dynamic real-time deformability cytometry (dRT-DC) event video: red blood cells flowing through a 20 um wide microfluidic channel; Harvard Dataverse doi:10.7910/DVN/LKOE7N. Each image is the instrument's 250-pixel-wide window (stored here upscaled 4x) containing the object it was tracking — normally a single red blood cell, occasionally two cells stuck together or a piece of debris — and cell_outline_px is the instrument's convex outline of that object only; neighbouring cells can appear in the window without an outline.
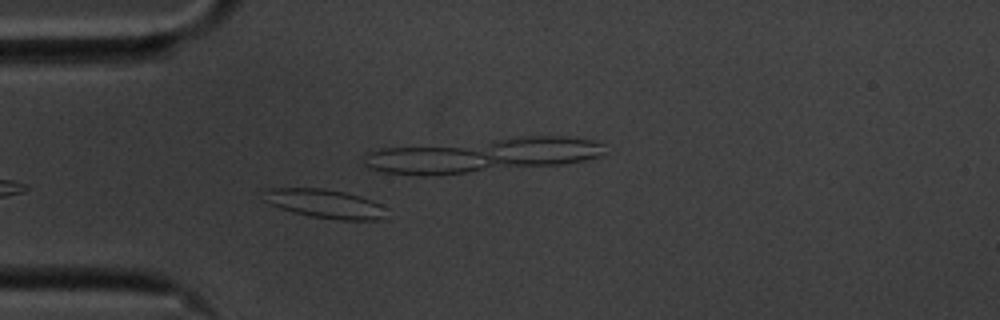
{"species": "common noctule bat (a hibernating species)", "species_latin": "Nyctalus noctula", "temperature_condition": "cold", "stored_images_in_passage": 22, "camera_frame_rate_fps": 3000, "um_per_image_px": 0.085, "animal": {"sex": "male", "body_mass_g": 20.1, "forearm_length_mm": 53.5}, "frame": {"image": 1, "passage_image": 4, "time_ms": 1.0, "image_size_px": [1000, 320], "cell_outline_px": [[384, 208], [380, 220], [340, 220], [312, 216], [292, 212], [268, 204], [260, 200], [264, 192], [268, 188], [324, 188], [344, 192], [360, 196], [372, 200], [380, 204]], "centroid_in_image_um": [27.52, 17.3], "position_along_channel_um": 57.5, "area_um2": 20.63}}